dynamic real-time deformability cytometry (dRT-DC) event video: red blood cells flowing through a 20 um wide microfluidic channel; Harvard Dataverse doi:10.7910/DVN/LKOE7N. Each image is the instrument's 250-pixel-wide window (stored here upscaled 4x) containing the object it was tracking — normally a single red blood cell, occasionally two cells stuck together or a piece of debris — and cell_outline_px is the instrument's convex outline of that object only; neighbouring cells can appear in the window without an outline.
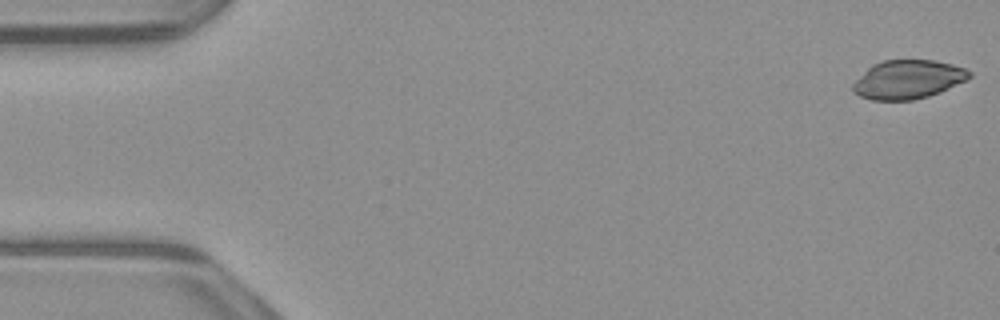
{"species": "common noctule bat (a hibernating species)", "species_latin": "Nyctalus noctula", "temperature_condition": "warm", "stored_images_in_passage": 52, "camera_frame_rate_fps": 3000, "um_per_image_px": 0.085, "animal": {"sex": "male", "body_mass_g": 23.1, "forearm_length_mm": 52.7}, "frame": {"image": 1, "passage_image": 1, "time_ms": 0.0, "image_size_px": [1000, 320], "cell_outline_px": [[972, 76], [940, 92], [928, 96], [912, 100], [872, 100], [860, 96], [852, 92], [852, 84], [872, 64], [880, 60], [936, 60], [952, 64], [964, 68], [972, 72]], "centroid_in_image_um": [77.15, 6.75], "position_along_channel_um": 7.8, "area_um2": 26.24}}
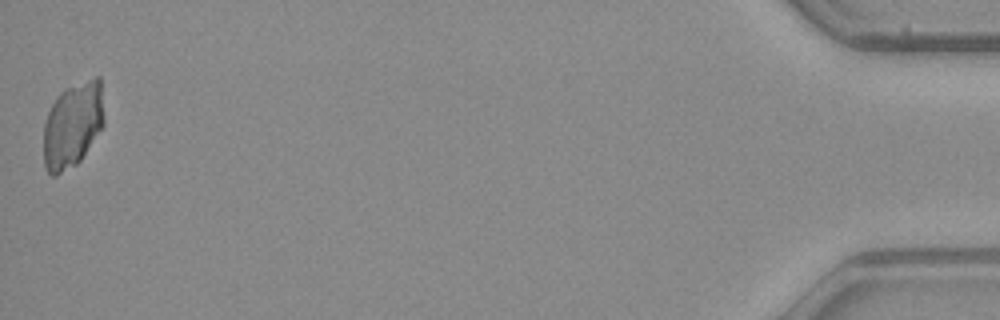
{"frame": {"image": 2, "passage_image": 52, "time_ms": 17.0, "image_size_px": [1000, 320], "cell_outline_px": [[104, 124], [80, 160], [76, 164], [56, 176], [52, 176], [44, 168], [44, 124], [48, 112], [56, 96], [64, 88], [96, 76], [100, 76], [104, 116]], "centroid_in_image_um": [6.17, 10.61], "position_along_channel_um": 429.0, "area_um2": 30.23}}